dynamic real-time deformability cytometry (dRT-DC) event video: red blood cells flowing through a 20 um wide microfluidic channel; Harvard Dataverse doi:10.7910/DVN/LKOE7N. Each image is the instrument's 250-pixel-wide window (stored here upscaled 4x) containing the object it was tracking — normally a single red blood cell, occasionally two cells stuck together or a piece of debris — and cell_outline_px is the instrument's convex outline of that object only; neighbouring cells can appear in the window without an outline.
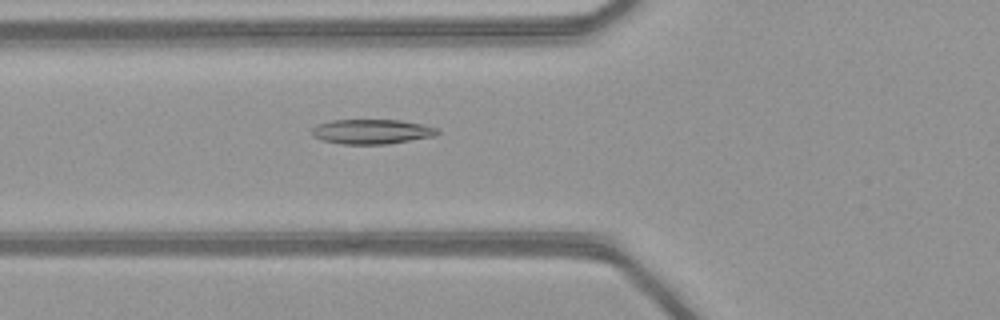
{"species": "common noctule bat (a hibernating species)", "species_latin": "Nyctalus noctula", "temperature_condition": "warm", "stored_images_in_passage": 51, "camera_frame_rate_fps": 3000, "um_per_image_px": 0.085, "animal": {"sex": "female", "body_mass_g": 21.9}, "frame": {"image": 1, "passage_image": 20, "time_ms": 6.333, "image_size_px": [1000, 320], "cell_outline_px": [[440, 132], [436, 136], [388, 144], [340, 144], [324, 140], [312, 136], [312, 128], [316, 124], [332, 120], [400, 120], [424, 124], [440, 128]], "centroid_in_image_um": [31.65, 11.18], "position_along_channel_um": 94.2, "area_um2": 18.32}}
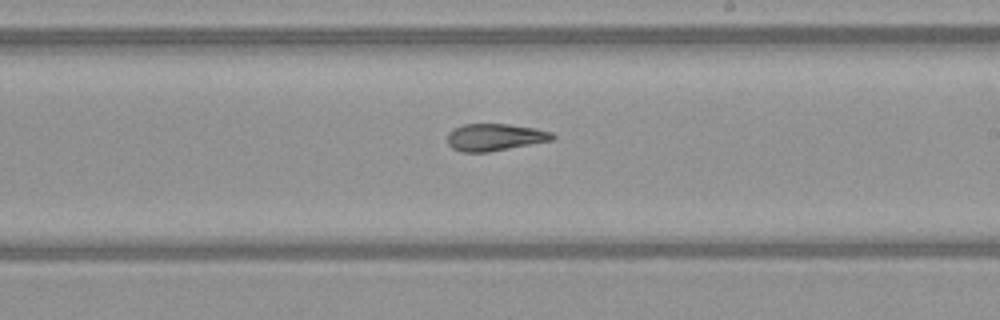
{"frame": {"image": 2, "passage_image": 31, "time_ms": 10.0, "image_size_px": [1000, 320], "cell_outline_px": [[556, 136], [552, 140], [488, 152], [460, 152], [452, 148], [448, 144], [448, 132], [452, 128], [464, 124], [508, 124], [536, 128], [552, 132]], "centroid_in_image_um": [42.04, 11.66], "position_along_channel_um": 247.0, "area_um2": 16.65}}
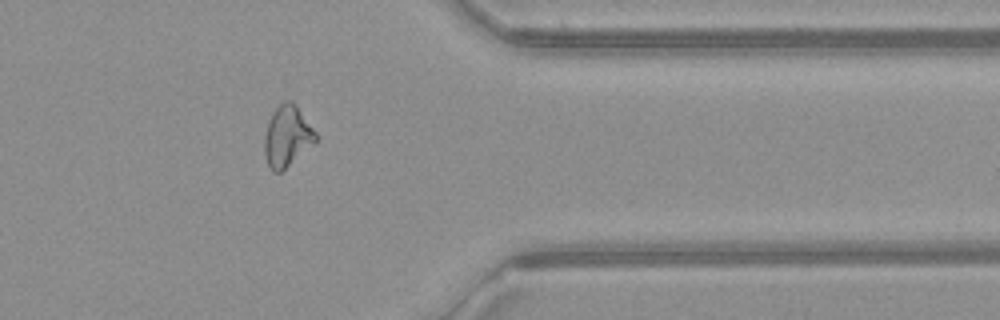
{"frame": {"image": 3, "passage_image": 42, "time_ms": 13.667, "image_size_px": [1000, 320], "cell_outline_px": [[316, 140], [280, 172], [272, 172], [268, 164], [264, 152], [264, 136], [268, 120], [272, 112], [284, 100], [292, 100], [296, 104], [316, 132]], "centroid_in_image_um": [24.37, 11.53], "position_along_channel_um": 387.0, "area_um2": 17.92}, "authors_computed_cell_mechanics": {"area_um2": 18.0914, "velocity_mm_per_s": 4.1383, "shape_relaxation_time_tau1_ms": null, "shape_relaxation_time_tau2_ms": 4.3335, "deformation_change_tau1": null, "deformation_change_tau2": 0.0749}}